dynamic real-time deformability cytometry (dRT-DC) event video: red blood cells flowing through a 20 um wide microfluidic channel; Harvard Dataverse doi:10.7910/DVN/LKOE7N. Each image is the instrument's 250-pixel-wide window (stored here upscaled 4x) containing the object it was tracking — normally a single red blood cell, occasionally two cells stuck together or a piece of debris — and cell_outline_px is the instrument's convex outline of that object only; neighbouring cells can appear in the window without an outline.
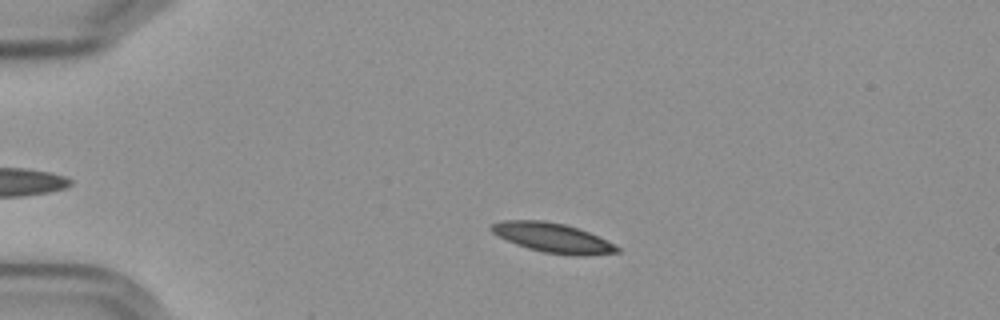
{"species": "Egyptian fruit bat (a non-hibernating species)", "species_latin": "Rousettus aegyptiacus", "temperature_condition": "cold", "stored_images_in_passage": 41, "camera_frame_rate_fps": 3000, "um_per_image_px": 0.085, "frame": {"image": 1, "passage_image": 5, "time_ms": 1.333, "image_size_px": [1000, 320], "cell_outline_px": [[620, 252], [584, 256], [576, 256], [544, 252], [528, 248], [516, 244], [492, 232], [488, 228], [492, 224], [500, 220], [544, 220], [564, 224], [588, 232], [620, 248]], "centroid_in_image_um": [46.95, 20.21], "position_along_channel_um": 38.1, "area_um2": 21.33}}
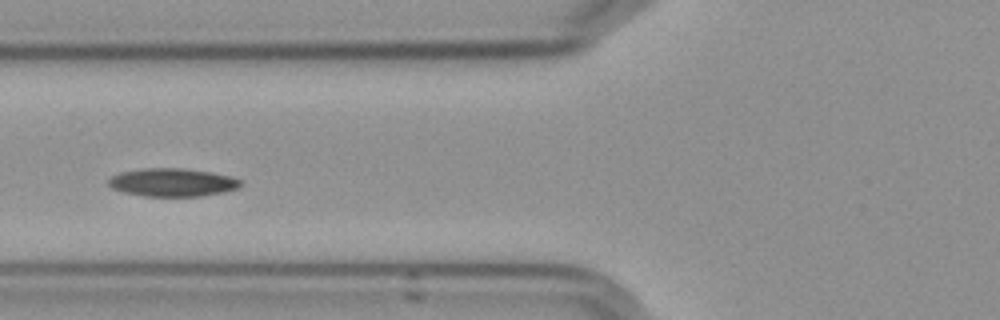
{"frame": {"image": 2, "passage_image": 15, "time_ms": 4.667, "image_size_px": [1000, 320], "cell_outline_px": [[240, 184], [236, 188], [224, 192], [200, 196], [144, 196], [124, 192], [112, 188], [108, 184], [108, 180], [112, 176], [120, 172], [144, 168], [184, 168], [208, 172], [228, 176], [240, 180]], "centroid_in_image_um": [14.6, 15.5], "position_along_channel_um": 111.2, "area_um2": 21.39}}
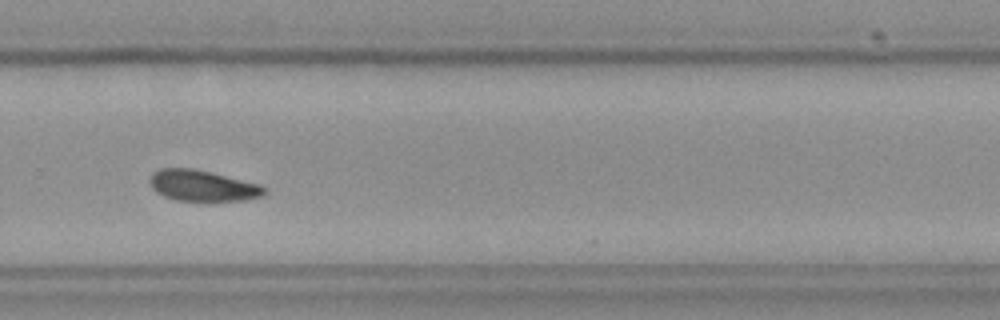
{"frame": {"image": 3, "passage_image": 32, "time_ms": 10.333, "image_size_px": [1000, 320], "cell_outline_px": [[264, 196], [244, 200], [176, 200], [164, 196], [156, 192], [152, 188], [148, 180], [152, 172], [160, 168], [192, 168], [260, 184], [264, 188]], "centroid_in_image_um": [17.16, 15.77], "position_along_channel_um": 312.6, "area_um2": 20.46}, "authors_computed_cell_mechanics": {"area_um2": 21.3282, "velocity_mm_per_s": 3.5488, "shape_relaxation_time_tau1_ms": 5.6715, "shape_relaxation_time_tau2_ms": 9.1003, "deformation_change_tau1": 0.1088, "deformation_change_tau2": 0.1304}}